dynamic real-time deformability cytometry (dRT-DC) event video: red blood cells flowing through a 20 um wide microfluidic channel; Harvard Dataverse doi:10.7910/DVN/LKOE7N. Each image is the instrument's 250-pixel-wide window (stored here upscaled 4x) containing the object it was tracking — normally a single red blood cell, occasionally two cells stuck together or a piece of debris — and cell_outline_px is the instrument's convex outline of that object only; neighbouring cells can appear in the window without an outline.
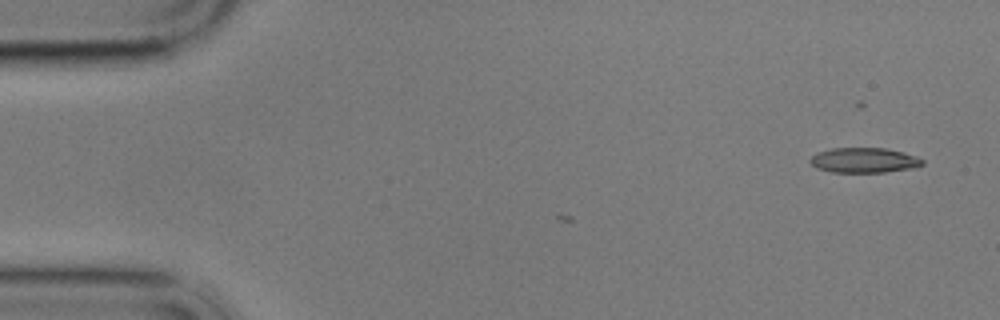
{"species": "common noctule bat (a hibernating species)", "species_latin": "Nyctalus noctula", "temperature_condition": "cold", "stored_images_in_passage": 3, "camera_frame_rate_fps": 3000, "um_per_image_px": 0.085, "animal": {"sex": "male", "body_mass_g": 17.9}, "frame": {"image": 1, "passage_image": 1, "time_ms": 0.0, "image_size_px": [1000, 320], "cell_outline_px": [[924, 164], [912, 168], [884, 172], [832, 172], [816, 168], [808, 160], [816, 152], [832, 148], [884, 148], [904, 152], [916, 156], [924, 160]], "centroid_in_image_um": [73.43, 13.61], "position_along_channel_um": 11.6, "area_um2": 16.42}}